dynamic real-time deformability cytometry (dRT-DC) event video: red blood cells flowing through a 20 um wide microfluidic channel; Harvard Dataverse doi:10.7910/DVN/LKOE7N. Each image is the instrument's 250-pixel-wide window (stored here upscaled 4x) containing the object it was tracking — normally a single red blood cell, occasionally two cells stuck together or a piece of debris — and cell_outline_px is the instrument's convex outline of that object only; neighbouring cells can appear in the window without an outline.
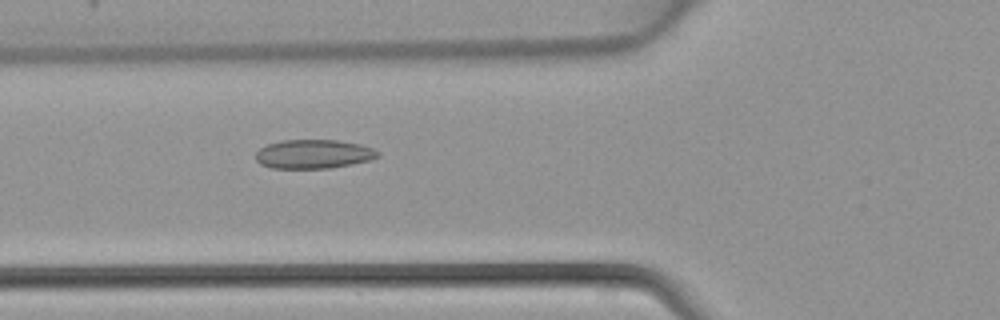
{"species": "common noctule bat (a hibernating species)", "species_latin": "Nyctalus noctula", "temperature_condition": "warm", "stored_images_in_passage": 33, "camera_frame_rate_fps": 3000, "um_per_image_px": 0.085, "animal": {"sex": "female", "body_mass_g": 22.7, "forearm_length_mm": 54.2}, "frame": {"image": 1, "passage_image": 6, "time_ms": 1.667, "image_size_px": [1000, 320], "cell_outline_px": [[380, 156], [372, 160], [352, 164], [328, 168], [272, 168], [260, 164], [256, 160], [256, 152], [260, 148], [268, 144], [280, 140], [336, 140], [360, 144], [372, 148], [380, 152]], "centroid_in_image_um": [26.67, 13.09], "position_along_channel_um": 99.1, "area_um2": 20.69}}
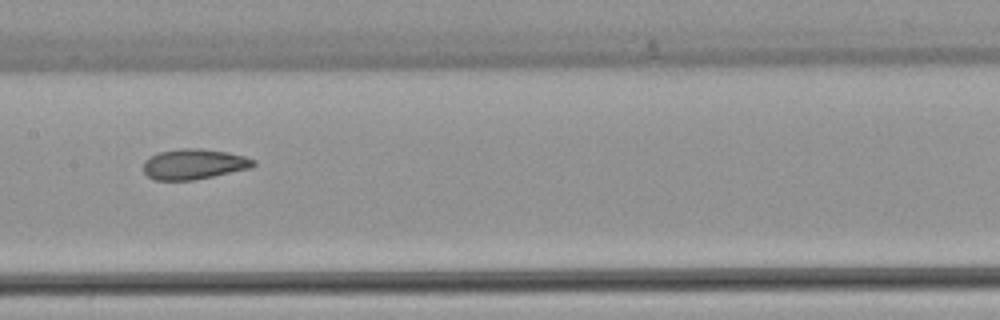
{"frame": {"image": 2, "passage_image": 12, "time_ms": 3.667, "image_size_px": [1000, 320], "cell_outline_px": [[256, 164], [252, 168], [192, 180], [156, 180], [148, 176], [144, 172], [144, 160], [148, 156], [160, 152], [180, 148], [200, 148], [228, 152], [244, 156], [256, 160]], "centroid_in_image_um": [16.49, 13.94], "position_along_channel_um": 190.9, "area_um2": 19.54}}
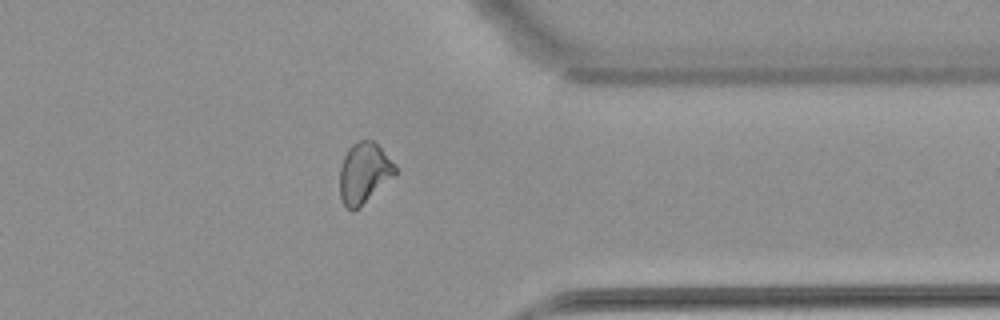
{"frame": {"image": 3, "passage_image": 25, "time_ms": 8.0, "image_size_px": [1000, 320], "cell_outline_px": [[396, 176], [360, 208], [352, 212], [340, 200], [340, 168], [344, 156], [348, 148], [352, 144], [360, 140], [372, 140], [396, 164]], "centroid_in_image_um": [30.96, 14.74], "position_along_channel_um": 380.4, "area_um2": 19.94}}